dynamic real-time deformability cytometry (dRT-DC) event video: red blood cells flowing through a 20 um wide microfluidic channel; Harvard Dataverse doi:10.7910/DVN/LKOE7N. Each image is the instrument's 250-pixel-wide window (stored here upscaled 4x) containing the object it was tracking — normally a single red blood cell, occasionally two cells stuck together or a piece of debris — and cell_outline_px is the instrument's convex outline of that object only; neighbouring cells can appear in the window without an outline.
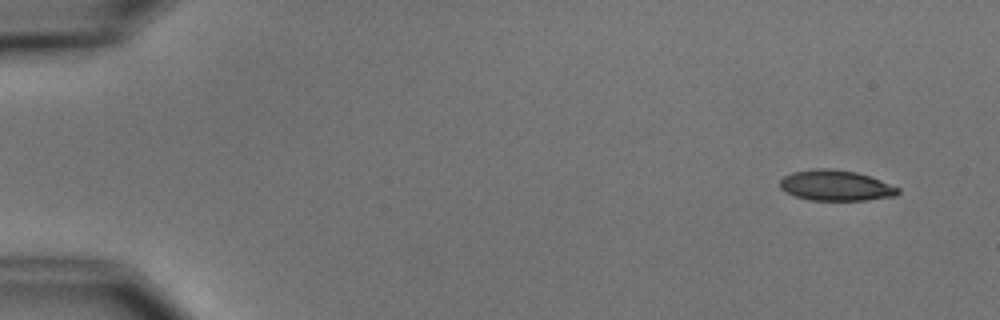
{"species": "common noctule bat (a hibernating species)", "species_latin": "Nyctalus noctula", "temperature_condition": "cold", "stored_images_in_passage": 7, "camera_frame_rate_fps": 3000, "um_per_image_px": 0.085, "animal": {"sex": "male", "body_mass_g": 15.6}, "frame": {"image": 1, "passage_image": 1, "time_ms": 0.0, "image_size_px": [1000, 320], "cell_outline_px": [[900, 192], [896, 196], [868, 200], [812, 200], [796, 196], [784, 192], [780, 188], [780, 180], [784, 176], [792, 172], [816, 168], [832, 168], [856, 172], [880, 180], [900, 188]], "centroid_in_image_um": [71.04, 15.76], "position_along_channel_um": 14.0, "area_um2": 21.1}}
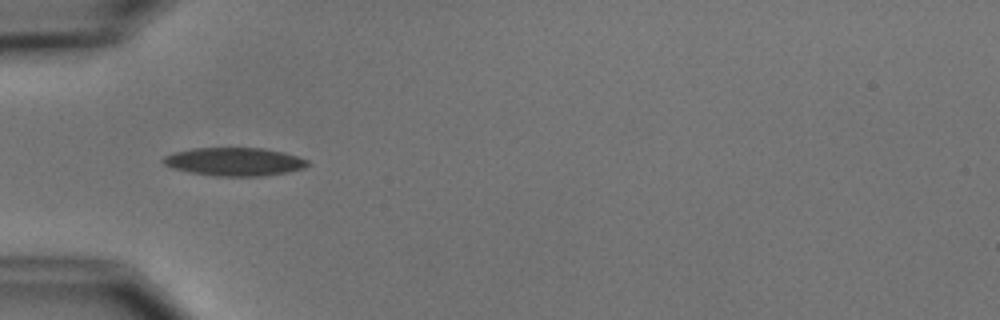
{"frame": {"image": 2, "passage_image": 5, "time_ms": 4.667, "image_size_px": [1000, 320], "cell_outline_px": [[308, 164], [304, 168], [288, 172], [264, 176], [216, 176], [188, 172], [172, 168], [164, 164], [160, 160], [164, 156], [176, 152], [192, 148], [264, 148], [284, 152], [308, 160]], "centroid_in_image_um": [19.91, 13.75], "position_along_channel_um": 65.1, "area_um2": 23.81}}
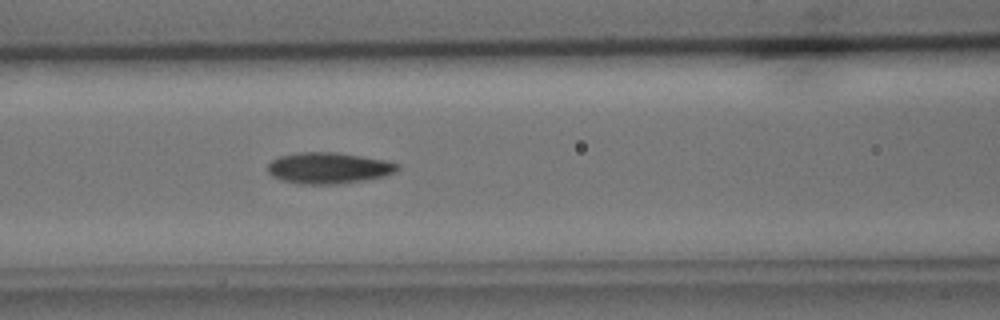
{"frame": {"image": 3, "passage_image": 7, "time_ms": 6.667, "image_size_px": [1000, 320], "cell_outline_px": [[400, 168], [396, 172], [384, 176], [364, 180], [332, 184], [304, 184], [280, 180], [272, 176], [268, 172], [268, 164], [272, 160], [280, 156], [296, 152], [336, 152], [388, 160], [400, 164]], "centroid_in_image_um": [27.95, 14.27], "position_along_channel_um": 138.6, "area_um2": 23.7}}